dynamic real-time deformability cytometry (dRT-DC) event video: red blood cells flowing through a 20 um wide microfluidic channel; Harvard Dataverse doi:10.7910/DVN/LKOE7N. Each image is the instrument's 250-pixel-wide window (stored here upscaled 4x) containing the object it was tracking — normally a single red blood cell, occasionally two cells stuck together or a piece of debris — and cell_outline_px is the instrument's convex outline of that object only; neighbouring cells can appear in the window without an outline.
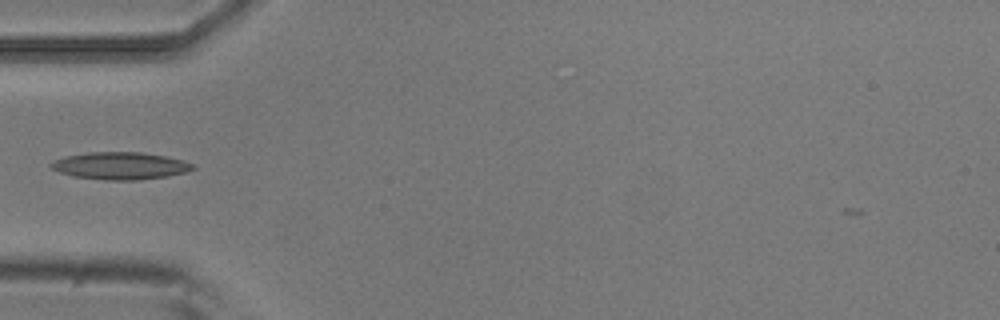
{"species": "common noctule bat (a hibernating species)", "species_latin": "Nyctalus noctula", "temperature_condition": "room temperature", "stored_images_in_passage": 4, "camera_frame_rate_fps": 3000, "um_per_image_px": 0.085, "animal": {"sex": "male", "body_mass_g": 20.5, "forearm_length_mm": 52.5}, "frame": {"image": 1, "passage_image": 4, "time_ms": 1.0, "image_size_px": [1000, 320], "cell_outline_px": [[196, 168], [188, 172], [168, 176], [140, 180], [104, 180], [72, 176], [60, 172], [52, 168], [48, 164], [52, 160], [64, 156], [88, 152], [140, 152], [164, 156], [184, 160], [196, 164]], "centroid_in_image_um": [10.24, 14.09], "position_along_channel_um": 74.8, "area_um2": 22.89}}